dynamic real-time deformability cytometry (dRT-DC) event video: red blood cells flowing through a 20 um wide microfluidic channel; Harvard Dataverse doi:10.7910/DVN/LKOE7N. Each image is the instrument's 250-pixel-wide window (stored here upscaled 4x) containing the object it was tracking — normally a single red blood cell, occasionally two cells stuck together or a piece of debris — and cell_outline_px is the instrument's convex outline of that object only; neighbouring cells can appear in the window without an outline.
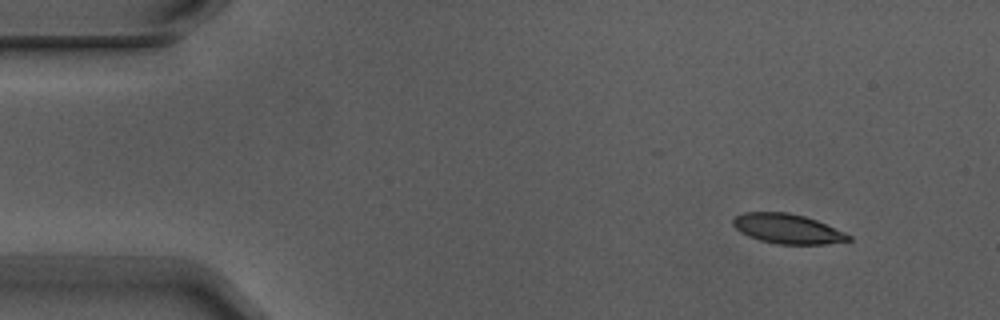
{"species": "Egyptian fruit bat (a non-hibernating species)", "species_latin": "Rousettus aegyptiacus", "temperature_condition": "warm", "stored_images_in_passage": 4, "camera_frame_rate_fps": 3000, "um_per_image_px": 0.085, "animal": {"sex": "male"}, "frame": {"image": 1, "passage_image": 1, "time_ms": 0.0, "image_size_px": [1000, 320], "cell_outline_px": [[852, 240], [824, 244], [776, 244], [760, 240], [748, 236], [740, 232], [732, 224], [732, 220], [736, 216], [744, 212], [788, 212], [804, 216], [816, 220], [844, 232], [852, 236]], "centroid_in_image_um": [66.92, 19.44], "position_along_channel_um": 18.1, "area_um2": 19.94}}
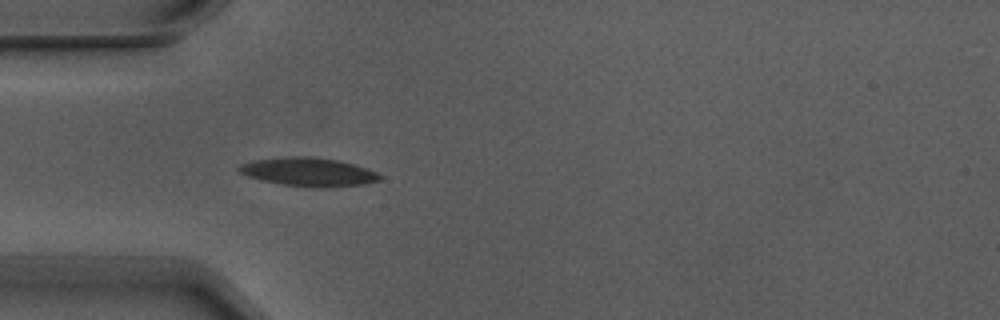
{"frame": {"image": 2, "passage_image": 4, "time_ms": 1.0, "image_size_px": [1000, 320], "cell_outline_px": [[384, 176], [380, 180], [364, 184], [328, 188], [312, 188], [284, 184], [260, 180], [248, 176], [240, 172], [236, 168], [240, 164], [252, 160], [288, 156], [312, 156], [336, 160], [368, 168]], "centroid_in_image_um": [26.23, 14.62], "position_along_channel_um": 58.8, "area_um2": 23.7}}